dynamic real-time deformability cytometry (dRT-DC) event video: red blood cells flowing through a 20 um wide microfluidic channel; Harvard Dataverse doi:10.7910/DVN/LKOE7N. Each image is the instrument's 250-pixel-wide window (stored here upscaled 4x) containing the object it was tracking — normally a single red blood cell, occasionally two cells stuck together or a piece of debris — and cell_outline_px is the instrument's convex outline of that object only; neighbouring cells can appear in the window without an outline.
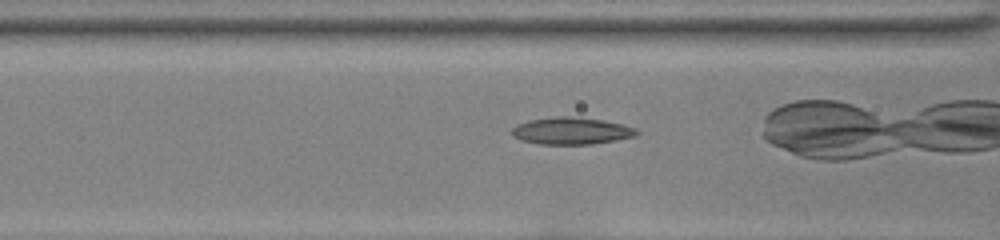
{"species": "common noctule bat (a hibernating species)", "species_latin": "Nyctalus noctula", "temperature_condition": "room temperature", "stored_images_in_passage": 42, "camera_frame_rate_fps": 3000, "um_per_image_px": 0.085, "animal": {"sex": "female", "body_mass_g": 22.0, "forearm_length_mm": 56.7}, "frame": {"image": 1, "passage_image": 22, "time_ms": 7.0, "image_size_px": [1000, 240], "cell_outline_px": [[640, 132], [636, 136], [616, 140], [592, 144], [540, 144], [520, 140], [512, 136], [512, 128], [516, 124], [528, 120], [556, 116], [568, 116], [604, 120], [624, 124], [636, 128]], "centroid_in_image_um": [48.57, 11.12], "position_along_channel_um": 118.0, "area_um2": 19.88}}
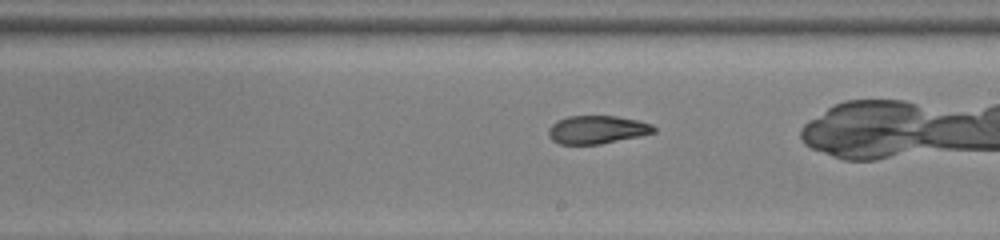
{"frame": {"image": 2, "passage_image": 31, "time_ms": 10.0, "image_size_px": [1000, 240], "cell_outline_px": [[656, 132], [640, 136], [600, 144], [560, 144], [552, 140], [548, 136], [548, 128], [556, 120], [568, 116], [616, 116], [640, 120], [652, 124], [656, 128]], "centroid_in_image_um": [50.75, 11.01], "position_along_channel_um": 238.2, "area_um2": 17.46}}
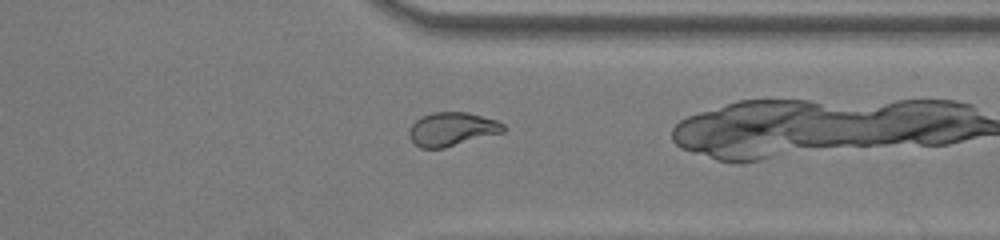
{"frame": {"image": 3, "passage_image": 41, "time_ms": 13.333, "image_size_px": [1000, 240], "cell_outline_px": [[504, 132], [444, 148], [420, 148], [408, 136], [408, 128], [420, 116], [432, 112], [468, 112], [496, 120], [504, 124]], "centroid_in_image_um": [38.39, 10.97], "position_along_channel_um": 373.0, "area_um2": 18.55}}